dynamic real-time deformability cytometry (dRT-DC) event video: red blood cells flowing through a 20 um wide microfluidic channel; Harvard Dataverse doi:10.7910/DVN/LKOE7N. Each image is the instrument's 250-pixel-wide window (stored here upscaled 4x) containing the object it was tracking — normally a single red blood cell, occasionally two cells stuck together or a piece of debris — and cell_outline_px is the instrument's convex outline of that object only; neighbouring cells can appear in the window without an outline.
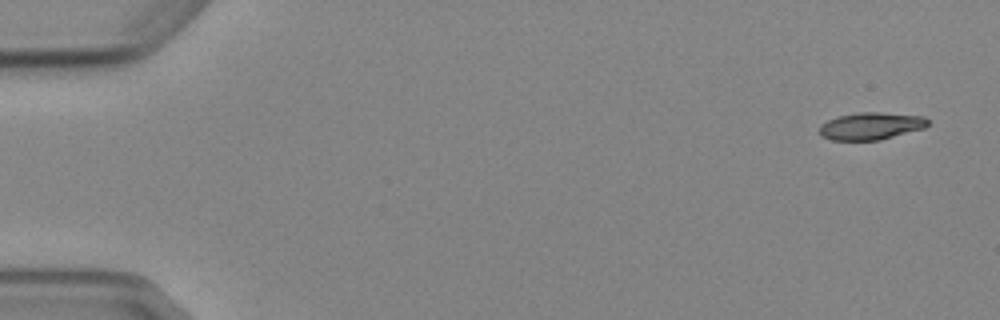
{"species": "Egyptian fruit bat (a non-hibernating species)", "species_latin": "Rousettus aegyptiacus", "temperature_condition": "cold", "stored_images_in_passage": 5, "camera_frame_rate_fps": 3000, "um_per_image_px": 0.085, "animal": {"sex": "female"}, "frame": {"image": 1, "passage_image": 1, "time_ms": 0.0, "image_size_px": [1000, 320], "cell_outline_px": [[928, 124], [924, 128], [880, 140], [832, 140], [820, 136], [820, 124], [828, 120], [840, 116], [860, 112], [880, 112], [924, 116], [928, 120]], "centroid_in_image_um": [74.03, 10.71], "position_along_channel_um": 11.0, "area_um2": 17.17}}
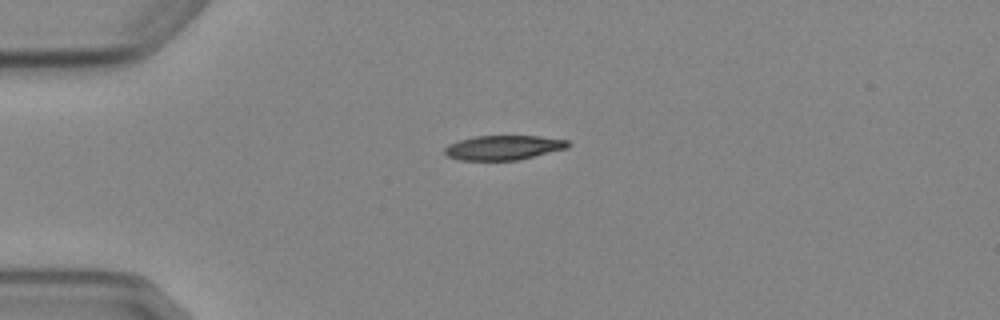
{"frame": {"image": 2, "passage_image": 4, "time_ms": 3.667, "image_size_px": [1000, 320], "cell_outline_px": [[572, 144], [568, 148], [516, 160], [460, 160], [448, 156], [444, 152], [444, 148], [448, 144], [460, 140], [476, 136], [540, 136], [568, 140]], "centroid_in_image_um": [42.81, 12.54], "position_along_channel_um": 42.2, "area_um2": 17.57}}